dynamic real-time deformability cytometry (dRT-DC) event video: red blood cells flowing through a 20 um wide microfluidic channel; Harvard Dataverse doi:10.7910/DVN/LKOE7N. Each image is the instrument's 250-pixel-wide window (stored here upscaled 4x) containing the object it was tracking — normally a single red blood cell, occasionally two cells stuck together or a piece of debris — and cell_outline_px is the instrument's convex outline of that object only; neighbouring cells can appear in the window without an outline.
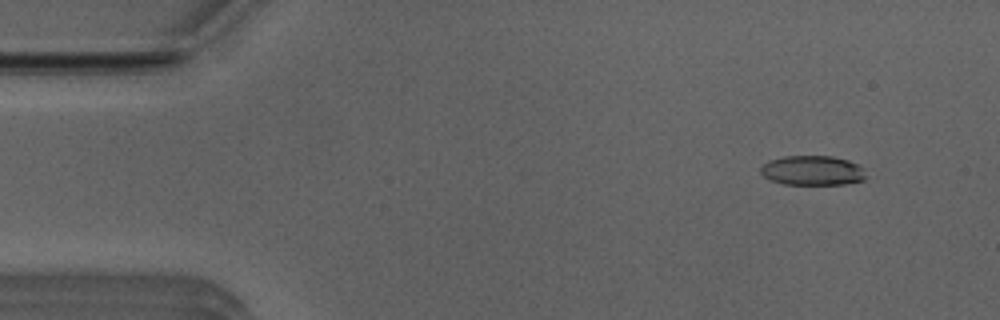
{"species": "Egyptian fruit bat (a non-hibernating species)", "species_latin": "Rousettus aegyptiacus", "temperature_condition": "room temperature", "stored_images_in_passage": 53, "segment_of_instrument_passage": [1, 2], "camera_frame_rate_fps": 3000, "um_per_image_px": 0.085, "animal": {"sex": "male"}, "frame": {"image": 1, "passage_image": 5, "time_ms": 1.333, "image_size_px": [1000, 320], "cell_outline_px": [[868, 176], [864, 180], [844, 184], [784, 184], [772, 180], [764, 176], [760, 172], [760, 168], [764, 164], [772, 160], [784, 156], [832, 156], [848, 160], [864, 168]], "centroid_in_image_um": [69.11, 14.49], "position_along_channel_um": 15.9, "area_um2": 18.15}}
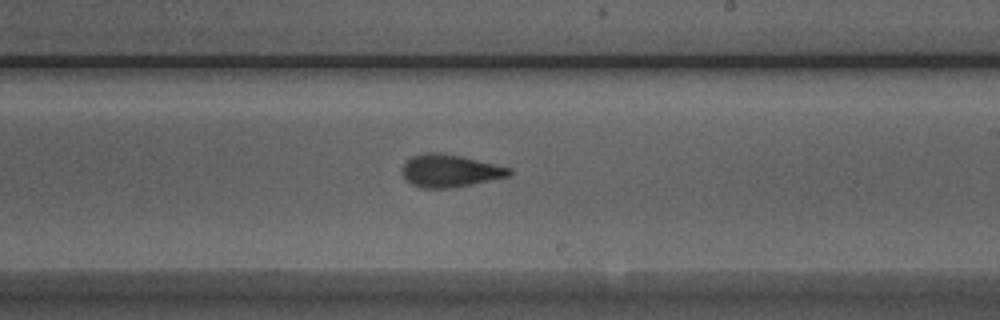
{"frame": {"image": 2, "passage_image": 30, "time_ms": 9.667, "image_size_px": [1000, 320], "cell_outline_px": [[512, 172], [508, 176], [472, 184], [448, 188], [420, 188], [412, 184], [400, 172], [400, 168], [412, 156], [424, 152], [440, 152], [460, 156], [512, 168]], "centroid_in_image_um": [38.2, 14.51], "position_along_channel_um": 250.8, "area_um2": 20.23}}
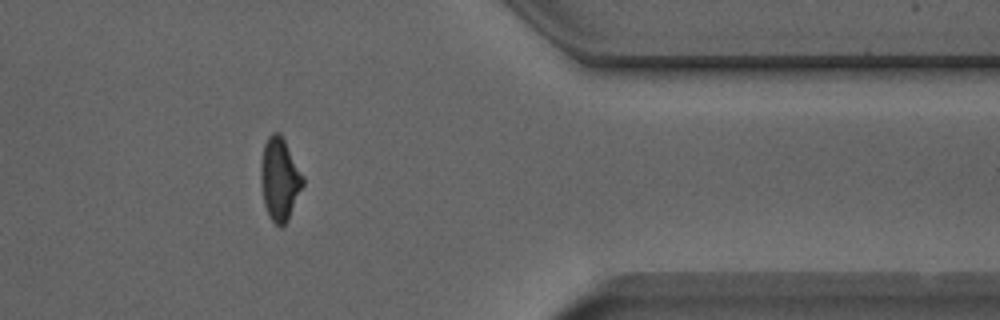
{"frame": {"image": 3, "passage_image": 42, "time_ms": 13.667, "image_size_px": [1000, 320], "cell_outline_px": [[304, 184], [288, 220], [280, 228], [268, 216], [264, 204], [260, 180], [260, 164], [264, 144], [268, 136], [272, 132], [280, 132], [304, 176]], "centroid_in_image_um": [23.76, 15.22], "position_along_channel_um": 387.6, "area_um2": 20.46}}